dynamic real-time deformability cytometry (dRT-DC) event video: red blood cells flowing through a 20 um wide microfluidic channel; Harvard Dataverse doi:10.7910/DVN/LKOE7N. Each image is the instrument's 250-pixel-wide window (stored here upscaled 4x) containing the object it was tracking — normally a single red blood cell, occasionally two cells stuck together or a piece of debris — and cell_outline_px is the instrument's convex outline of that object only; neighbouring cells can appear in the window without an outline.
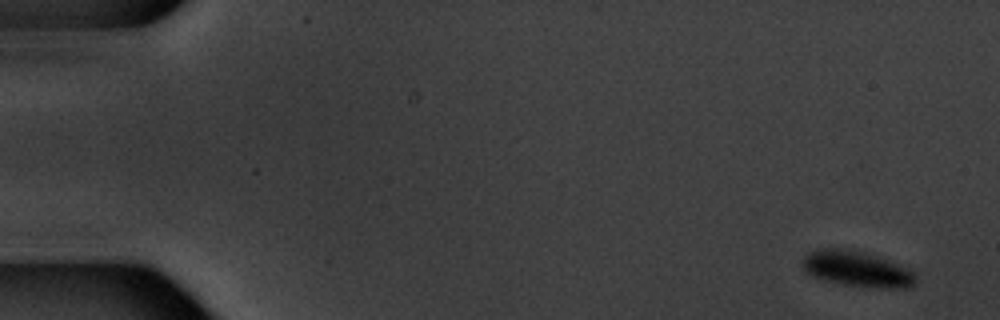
{"species": "common noctule bat (a hibernating species)", "species_latin": "Nyctalus noctula", "temperature_condition": "warm", "stored_images_in_passage": 4, "camera_frame_rate_fps": 3000, "um_per_image_px": 0.085, "animal": {"sex": "male", "body_mass_g": 20.1, "forearm_length_mm": 53.5}, "frame": {"image": 1, "passage_image": 1, "time_ms": 0.0, "image_size_px": [1000, 320], "cell_outline_px": [[916, 284], [912, 288], [880, 288], [840, 284], [824, 280], [812, 276], [804, 272], [804, 256], [812, 252], [828, 248], [836, 248], [864, 252], [908, 268], [916, 276]], "centroid_in_image_um": [72.88, 22.9], "position_along_channel_um": 12.1, "area_um2": 23.18}}